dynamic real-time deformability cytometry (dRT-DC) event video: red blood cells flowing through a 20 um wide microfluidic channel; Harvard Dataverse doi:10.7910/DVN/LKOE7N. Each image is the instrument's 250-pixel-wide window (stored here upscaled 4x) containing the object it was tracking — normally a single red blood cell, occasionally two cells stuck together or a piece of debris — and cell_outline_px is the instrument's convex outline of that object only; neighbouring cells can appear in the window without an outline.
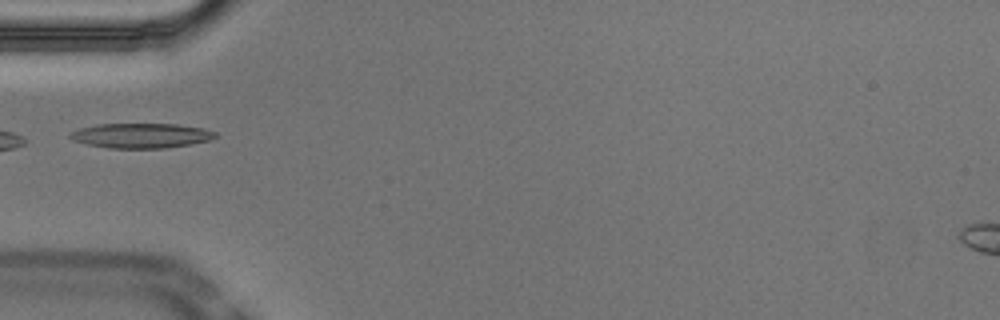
{"species": "Egyptian fruit bat (a non-hibernating species)", "species_latin": "Rousettus aegyptiacus", "temperature_condition": "cold", "stored_images_in_passage": 17, "camera_frame_rate_fps": 3000, "um_per_image_px": 0.085, "animal": {"sex": "male"}, "frame": {"image": 1, "passage_image": 1, "time_ms": 0.0, "image_size_px": [1000, 320], "cell_outline_px": [[216, 136], [208, 140], [188, 144], [164, 148], [108, 148], [84, 144], [72, 140], [68, 136], [68, 132], [80, 128], [96, 124], [176, 124], [204, 128], [216, 132]], "centroid_in_image_um": [11.91, 11.52], "position_along_channel_um": 73.1, "area_um2": 21.04}}
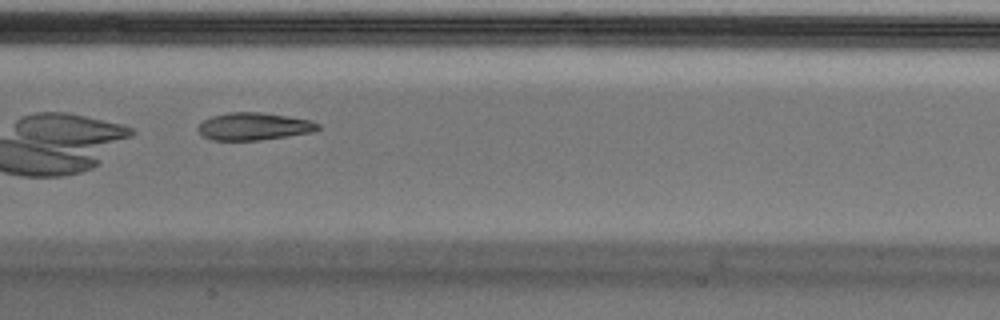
{"frame": {"image": 2, "passage_image": 10, "time_ms": 3.0, "image_size_px": [1000, 320], "cell_outline_px": [[320, 128], [312, 132], [288, 136], [256, 140], [212, 140], [204, 136], [196, 128], [204, 120], [212, 116], [228, 112], [260, 112], [288, 116], [312, 120], [320, 124]], "centroid_in_image_um": [21.6, 10.73], "position_along_channel_um": 185.8, "area_um2": 19.13}}